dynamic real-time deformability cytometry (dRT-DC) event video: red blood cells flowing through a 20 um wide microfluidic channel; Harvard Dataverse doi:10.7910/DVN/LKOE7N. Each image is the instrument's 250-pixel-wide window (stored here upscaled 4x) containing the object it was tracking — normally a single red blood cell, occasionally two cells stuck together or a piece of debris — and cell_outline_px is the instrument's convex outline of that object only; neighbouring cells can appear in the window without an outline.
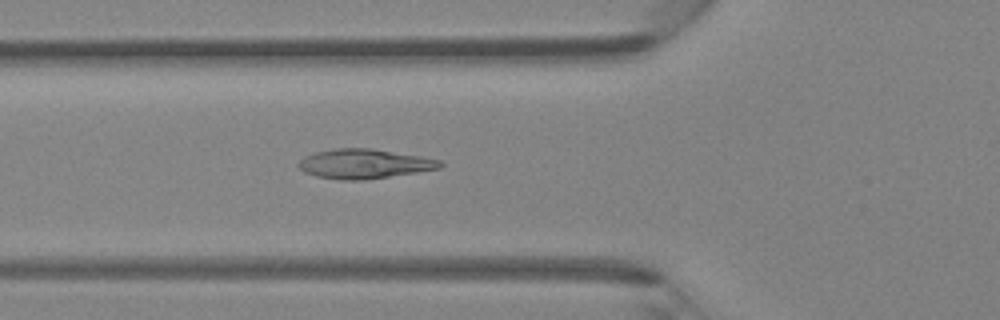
{"species": "Egyptian fruit bat (a non-hibernating species)", "species_latin": "Rousettus aegyptiacus", "temperature_condition": "room temperature", "stored_images_in_passage": 43, "camera_frame_rate_fps": 3000, "um_per_image_px": 0.085, "animal": {"sex": "female"}, "frame": {"image": 1, "passage_image": 14, "time_ms": 4.333, "image_size_px": [1000, 320], "cell_outline_px": [[444, 164], [440, 168], [416, 172], [364, 180], [340, 180], [316, 176], [304, 172], [296, 164], [304, 156], [316, 152], [336, 148], [368, 148], [420, 156], [440, 160]], "centroid_in_image_um": [30.92, 13.93], "position_along_channel_um": 94.9, "area_um2": 24.16}}
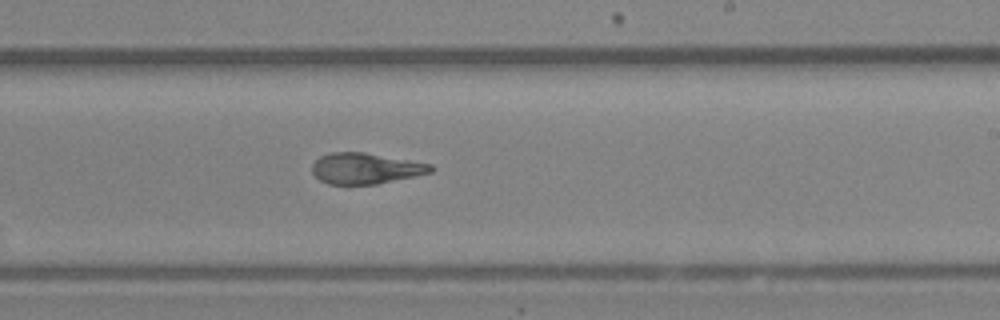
{"frame": {"image": 2, "passage_image": 25, "time_ms": 8.0, "image_size_px": [1000, 320], "cell_outline_px": [[432, 172], [416, 176], [376, 184], [328, 184], [320, 180], [312, 172], [312, 164], [320, 156], [332, 152], [364, 152], [432, 164]], "centroid_in_image_um": [31.06, 14.31], "position_along_channel_um": 257.9, "area_um2": 21.27}}
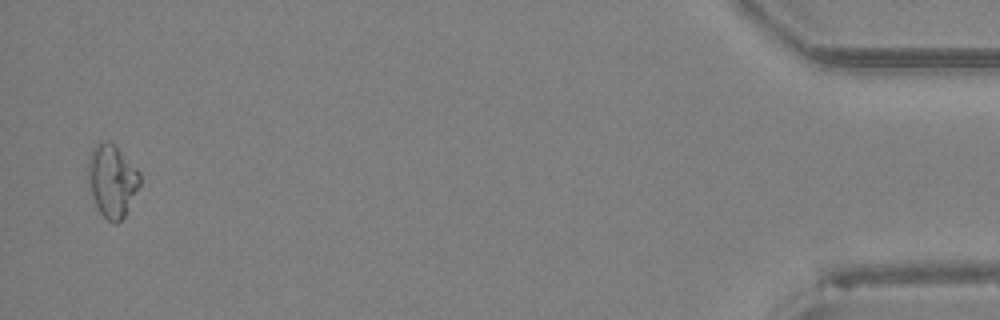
{"frame": {"image": 3, "passage_image": 42, "time_ms": 13.667, "image_size_px": [1000, 320], "cell_outline_px": [[140, 184], [128, 212], [116, 224], [108, 220], [100, 212], [92, 196], [88, 180], [88, 160], [96, 144], [100, 140], [108, 140], [116, 144], [140, 172]], "centroid_in_image_um": [9.55, 15.33], "position_along_channel_um": 425.7, "area_um2": 22.02}}